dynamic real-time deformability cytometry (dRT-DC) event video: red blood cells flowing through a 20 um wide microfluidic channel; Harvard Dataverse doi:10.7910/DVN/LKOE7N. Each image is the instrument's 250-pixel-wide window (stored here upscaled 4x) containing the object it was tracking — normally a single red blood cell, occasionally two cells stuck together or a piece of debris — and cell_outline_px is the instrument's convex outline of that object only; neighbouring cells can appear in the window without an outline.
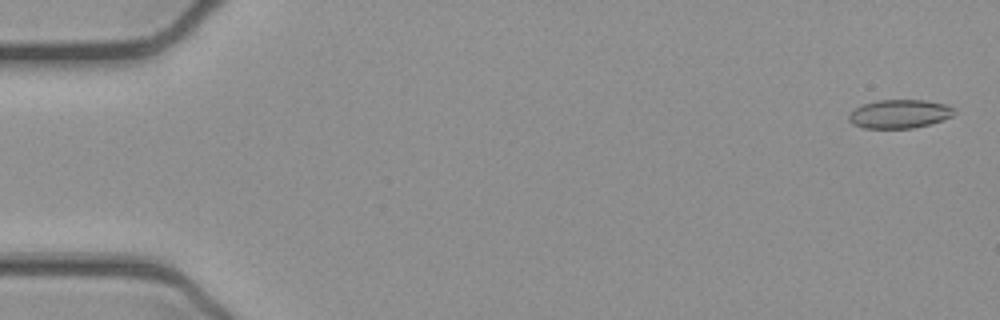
{"species": "common noctule bat (a hibernating species)", "species_latin": "Nyctalus noctula", "temperature_condition": "cold", "stored_images_in_passage": 53, "camera_frame_rate_fps": 3000, "um_per_image_px": 0.085, "animal": {"sex": "female", "body_mass_g": 21.9}, "frame": {"image": 1, "passage_image": 2, "time_ms": 0.333, "image_size_px": [1000, 320], "cell_outline_px": [[952, 116], [928, 124], [912, 128], [864, 128], [852, 124], [848, 120], [848, 116], [856, 108], [864, 104], [876, 100], [924, 100], [944, 104], [952, 108]], "centroid_in_image_um": [76.39, 9.68], "position_along_channel_um": 8.6, "area_um2": 17.22}}
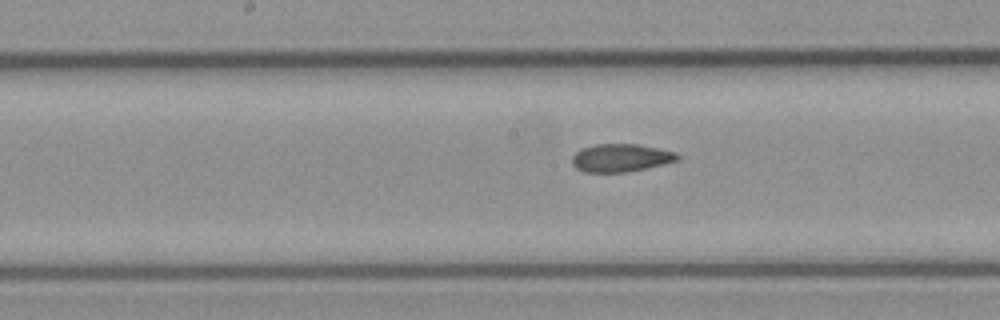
{"frame": {"image": 2, "passage_image": 27, "time_ms": 8.667, "image_size_px": [1000, 320], "cell_outline_px": [[680, 160], [664, 164], [628, 172], [584, 172], [576, 168], [572, 164], [572, 156], [576, 152], [584, 148], [596, 144], [636, 144], [676, 152], [680, 156]], "centroid_in_image_um": [52.78, 13.42], "position_along_channel_um": 195.4, "area_um2": 17.11}}
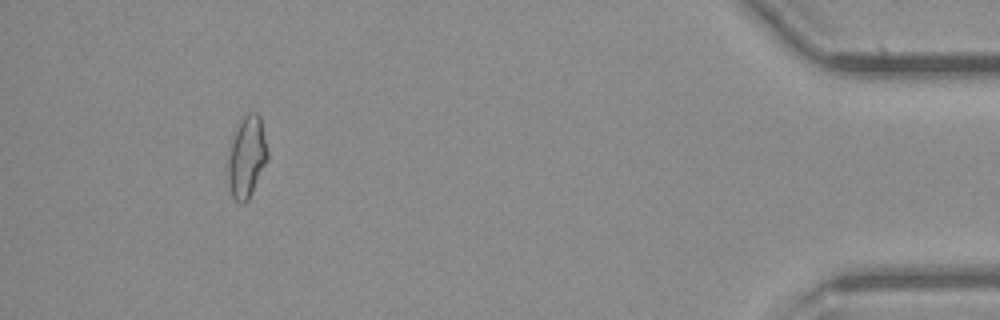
{"frame": {"image": 3, "passage_image": 49, "time_ms": 16.0, "image_size_px": [1000, 320], "cell_outline_px": [[268, 156], [252, 192], [248, 200], [244, 204], [240, 204], [232, 196], [228, 180], [228, 156], [232, 136], [240, 116], [248, 112], [256, 112], [260, 116], [268, 152]], "centroid_in_image_um": [20.95, 13.28], "position_along_channel_um": 414.3, "area_um2": 18.9}, "authors_computed_cell_mechanics": {"area_um2": 17.8024, "velocity_mm_per_s": 3.9052, "shape_relaxation_time_tau1_ms": null, "shape_relaxation_time_tau2_ms": 5.1134, "deformation_change_tau1": null, "deformation_change_tau2": 0.1205}}